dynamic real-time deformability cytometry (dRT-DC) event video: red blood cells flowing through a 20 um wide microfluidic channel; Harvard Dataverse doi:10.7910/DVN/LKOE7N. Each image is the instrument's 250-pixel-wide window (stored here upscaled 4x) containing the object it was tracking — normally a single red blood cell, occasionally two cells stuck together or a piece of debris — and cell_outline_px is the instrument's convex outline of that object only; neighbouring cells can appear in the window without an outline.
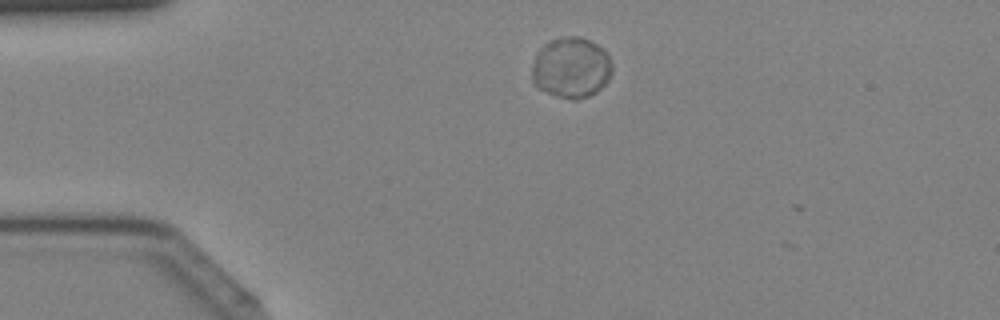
{"species": "Egyptian fruit bat (a non-hibernating species)", "species_latin": "Rousettus aegyptiacus", "temperature_condition": "cold", "stored_images_in_passage": 4, "camera_frame_rate_fps": 3000, "um_per_image_px": 0.085, "animal": {"sex": "female"}, "frame": {"image": 1, "passage_image": 1, "time_ms": 0.0, "image_size_px": [1000, 320], "cell_outline_px": [[612, 72], [608, 80], [596, 92], [588, 96], [576, 100], [572, 100], [556, 96], [536, 88], [532, 80], [532, 64], [536, 52], [544, 44], [552, 40], [564, 36], [580, 36], [596, 44], [608, 52], [612, 64]], "centroid_in_image_um": [48.54, 5.75], "position_along_channel_um": 36.5, "area_um2": 28.73}}